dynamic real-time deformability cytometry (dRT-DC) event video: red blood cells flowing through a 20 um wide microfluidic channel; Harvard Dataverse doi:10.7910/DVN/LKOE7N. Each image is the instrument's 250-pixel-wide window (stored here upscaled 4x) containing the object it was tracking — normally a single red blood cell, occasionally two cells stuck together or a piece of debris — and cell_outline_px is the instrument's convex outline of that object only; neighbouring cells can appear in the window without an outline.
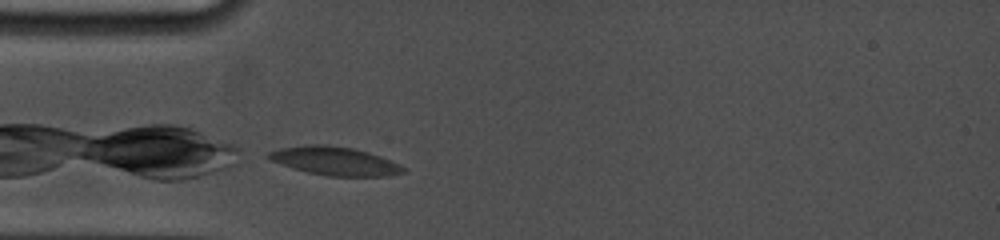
{"species": "common noctule bat (a hibernating species)", "species_latin": "Nyctalus noctula", "temperature_condition": "cold", "stored_images_in_passage": 15, "camera_frame_rate_fps": 5000, "um_per_image_px": 0.085, "animal": {"sex": "female", "body_mass_g": 19.0, "forearm_length_mm": 53.3}, "frame": {"image": 1, "passage_image": 1, "time_ms": 0.0, "image_size_px": [1000, 240], "cell_outline_px": [[408, 168], [404, 172], [388, 176], [328, 176], [308, 172], [292, 168], [272, 160], [264, 156], [268, 152], [280, 148], [308, 144], [328, 144], [352, 148], [368, 152], [380, 156], [400, 164]], "centroid_in_image_um": [28.47, 13.68], "position_along_channel_um": 56.5, "area_um2": 22.43}}
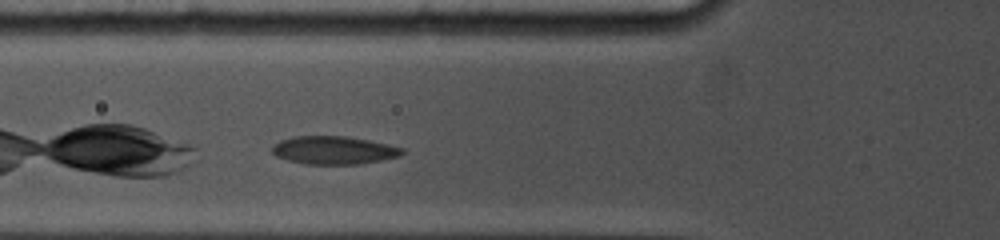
{"frame": {"image": 2, "passage_image": 7, "time_ms": 1.2, "image_size_px": [1000, 240], "cell_outline_px": [[404, 152], [400, 156], [360, 164], [304, 164], [288, 160], [276, 156], [272, 152], [272, 144], [280, 140], [296, 136], [348, 136], [388, 144], [404, 148]], "centroid_in_image_um": [28.36, 12.76], "position_along_channel_um": 97.4, "area_um2": 21.33}}
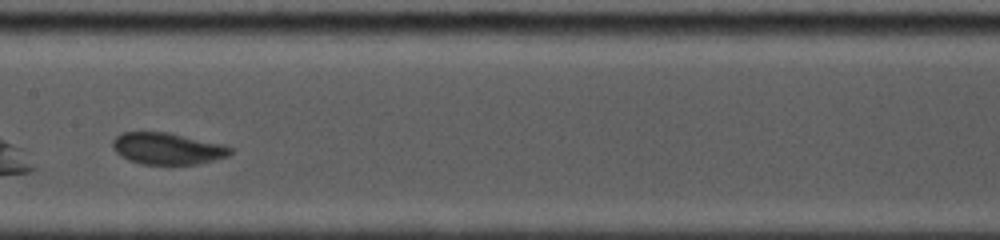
{"frame": {"image": 3, "passage_image": 13, "time_ms": 3.8, "image_size_px": [1000, 240], "cell_outline_px": [[232, 152], [228, 156], [196, 164], [140, 164], [128, 160], [120, 156], [112, 148], [112, 140], [120, 132], [168, 132], [224, 144], [232, 148]], "centroid_in_image_um": [14.2, 12.62], "position_along_channel_um": 193.2, "area_um2": 21.85}}